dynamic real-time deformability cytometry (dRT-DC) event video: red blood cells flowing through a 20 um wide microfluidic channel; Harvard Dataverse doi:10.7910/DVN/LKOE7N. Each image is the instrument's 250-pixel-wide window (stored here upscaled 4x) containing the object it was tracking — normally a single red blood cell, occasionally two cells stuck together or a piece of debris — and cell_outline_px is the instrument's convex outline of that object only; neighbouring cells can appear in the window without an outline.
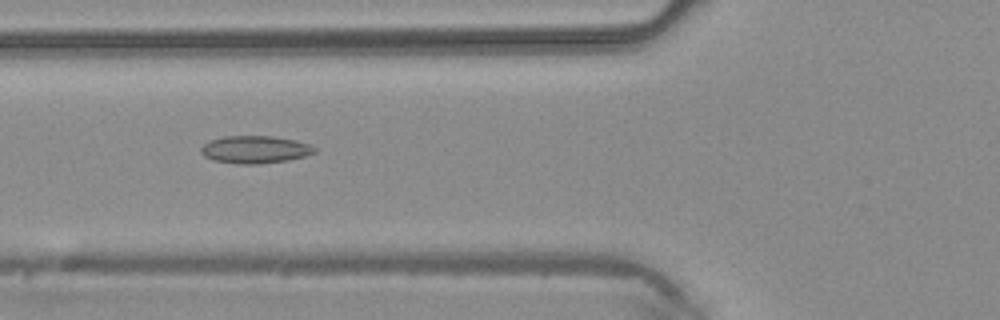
{"species": "common noctule bat (a hibernating species)", "species_latin": "Nyctalus noctula", "temperature_condition": "warm", "stored_images_in_passage": 25, "camera_frame_rate_fps": 3000, "um_per_image_px": 0.085, "animal": {"sex": "male", "body_mass_g": 20.4}, "frame": {"image": 1, "passage_image": 3, "time_ms": 0.667, "image_size_px": [1000, 320], "cell_outline_px": [[316, 152], [304, 156], [288, 160], [260, 164], [240, 164], [212, 160], [204, 156], [200, 152], [200, 148], [204, 144], [212, 140], [224, 136], [272, 136], [296, 140], [308, 144], [316, 148]], "centroid_in_image_um": [21.67, 12.71], "position_along_channel_um": 104.1, "area_um2": 18.21}}
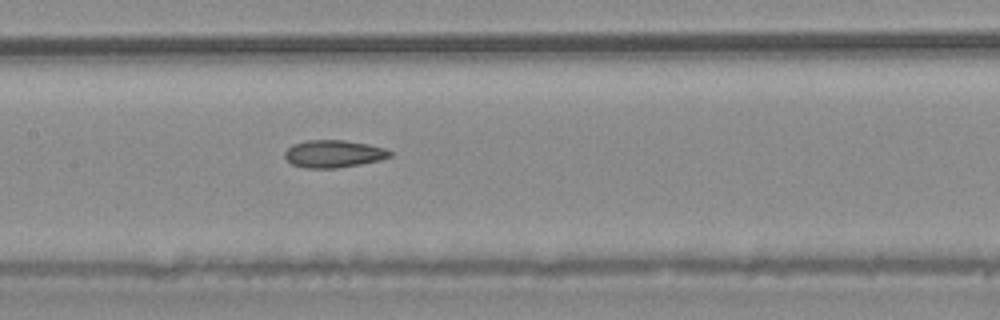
{"frame": {"image": 2, "passage_image": 8, "time_ms": 2.333, "image_size_px": [1000, 320], "cell_outline_px": [[392, 156], [380, 160], [360, 164], [336, 168], [304, 168], [292, 164], [284, 156], [284, 152], [292, 144], [308, 140], [344, 140], [368, 144], [384, 148], [392, 152]], "centroid_in_image_um": [28.35, 13.07], "position_along_channel_um": 179.1, "area_um2": 16.82}}
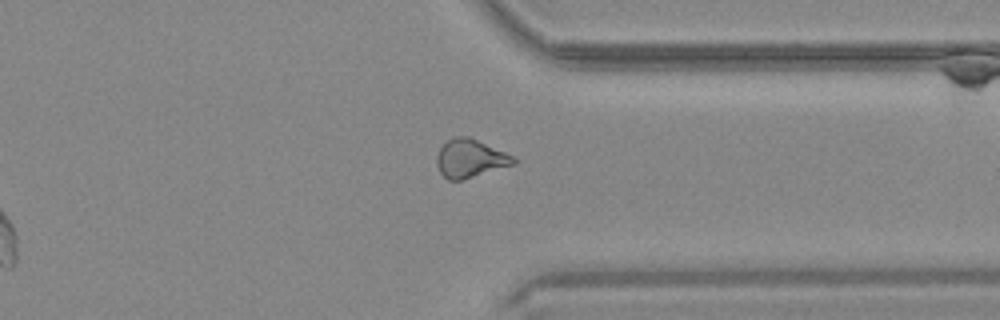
{"frame": {"image": 3, "passage_image": 21, "time_ms": 6.667, "image_size_px": [1000, 320], "cell_outline_px": [[520, 160], [516, 164], [460, 180], [448, 180], [440, 172], [436, 164], [436, 156], [440, 148], [448, 140], [456, 136], [468, 136], [504, 152]], "centroid_in_image_um": [39.96, 13.47], "position_along_channel_um": 371.4, "area_um2": 16.94}}